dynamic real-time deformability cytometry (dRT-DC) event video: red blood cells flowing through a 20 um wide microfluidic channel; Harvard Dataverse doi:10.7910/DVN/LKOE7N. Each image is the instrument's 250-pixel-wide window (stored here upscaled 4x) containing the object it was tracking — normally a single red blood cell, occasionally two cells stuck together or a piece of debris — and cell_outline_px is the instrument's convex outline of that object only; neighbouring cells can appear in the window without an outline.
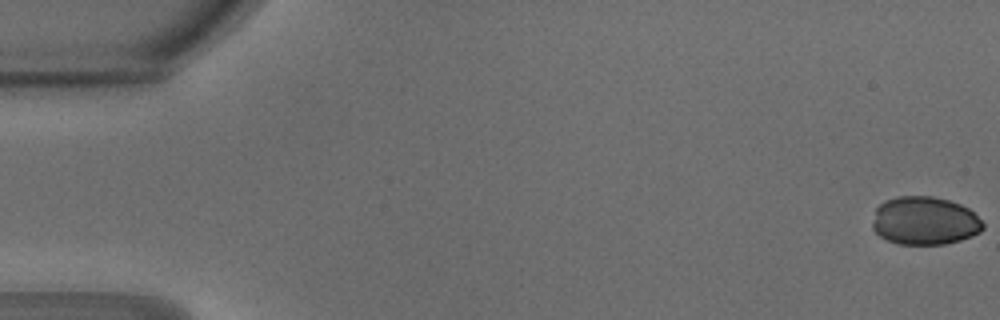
{"species": "common noctule bat (a hibernating species)", "species_latin": "Nyctalus noctula", "temperature_condition": "warm", "stored_images_in_passage": 48, "camera_frame_rate_fps": 3000, "um_per_image_px": 0.085, "animal": {"sex": "male", "body_mass_g": 18.8}, "frame": {"image": 1, "passage_image": 1, "time_ms": 0.0, "image_size_px": [1000, 320], "cell_outline_px": [[984, 228], [980, 232], [972, 236], [960, 240], [944, 244], [896, 244], [880, 236], [872, 228], [872, 224], [876, 208], [884, 200], [896, 196], [932, 196], [948, 200], [960, 204], [968, 208], [984, 224]], "centroid_in_image_um": [78.58, 18.76], "position_along_channel_um": 6.4, "area_um2": 31.1}}
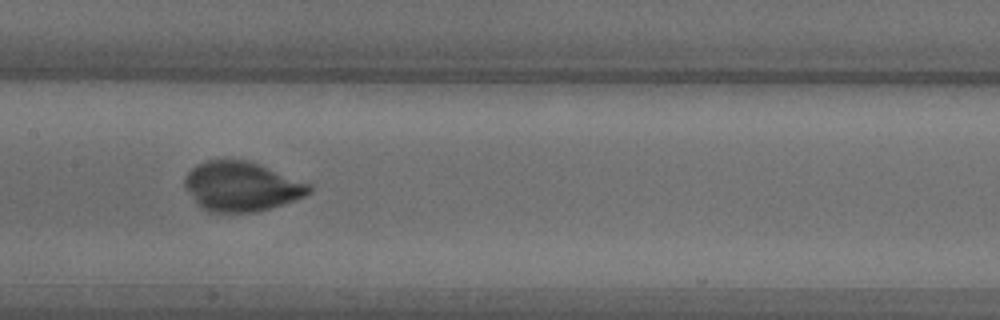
{"frame": {"image": 2, "passage_image": 24, "time_ms": 7.667, "image_size_px": [1000, 320], "cell_outline_px": [[312, 192], [304, 196], [256, 212], [208, 212], [196, 204], [184, 184], [184, 176], [196, 164], [208, 160], [248, 160], [260, 164], [312, 184]], "centroid_in_image_um": [20.51, 15.84], "position_along_channel_um": 186.9, "area_um2": 35.89}}
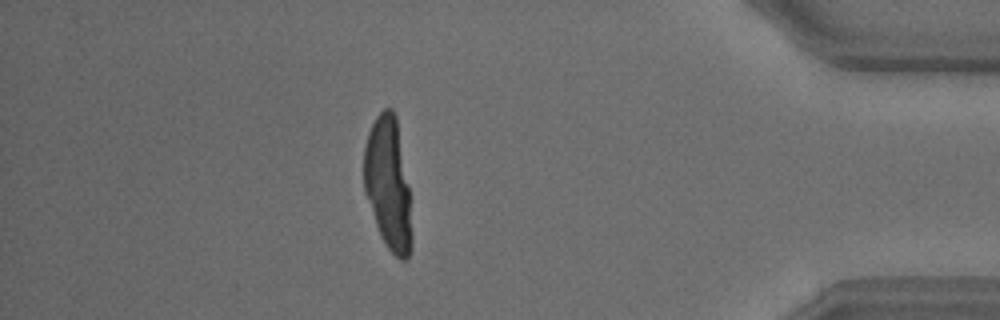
{"frame": {"image": 3, "passage_image": 42, "time_ms": 13.667, "image_size_px": [1000, 320], "cell_outline_px": [[412, 248], [408, 260], [400, 260], [388, 248], [380, 236], [364, 192], [364, 148], [368, 132], [376, 116], [384, 108], [392, 108], [396, 116], [408, 188], [412, 232]], "centroid_in_image_um": [32.99, 15.66], "position_along_channel_um": 402.2, "area_um2": 36.7}}